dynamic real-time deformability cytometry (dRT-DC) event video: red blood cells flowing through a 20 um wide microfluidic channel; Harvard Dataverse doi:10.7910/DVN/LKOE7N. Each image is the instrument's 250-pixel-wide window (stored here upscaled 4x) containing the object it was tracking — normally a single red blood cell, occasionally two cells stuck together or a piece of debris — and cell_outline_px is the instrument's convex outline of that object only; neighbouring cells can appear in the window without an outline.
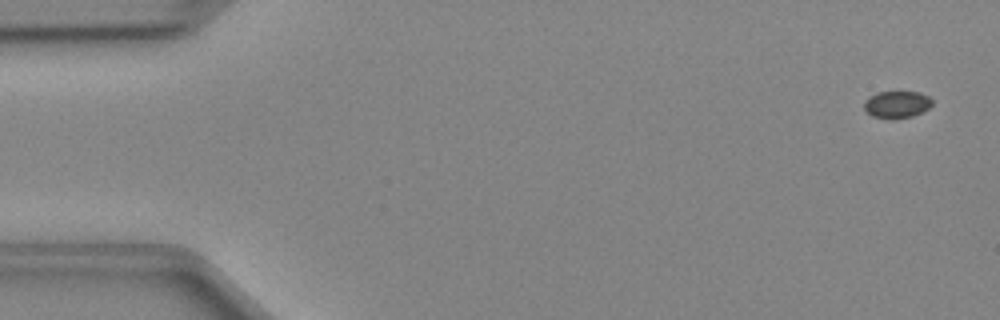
{"species": "Egyptian fruit bat (a non-hibernating species)", "species_latin": "Rousettus aegyptiacus", "temperature_condition": "cold", "stored_images_in_passage": 48, "camera_frame_rate_fps": 3000, "um_per_image_px": 0.085, "animal": {"sex": "female"}, "frame": {"image": 1, "passage_image": 2, "time_ms": 0.333, "image_size_px": [1000, 320], "cell_outline_px": [[932, 104], [928, 108], [912, 116], [896, 120], [888, 120], [872, 116], [864, 108], [864, 100], [868, 96], [876, 92], [920, 92], [928, 96], [932, 100]], "centroid_in_image_um": [76.19, 8.89], "position_along_channel_um": 8.8, "area_um2": 10.92}}
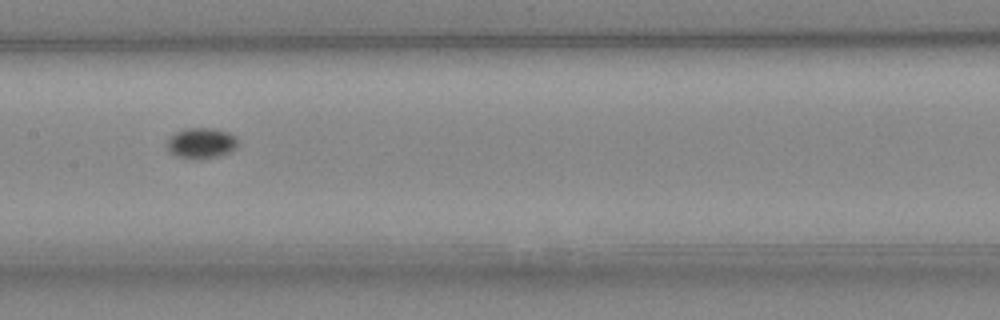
{"frame": {"image": 2, "passage_image": 24, "time_ms": 7.667, "image_size_px": [1000, 320], "cell_outline_px": [[236, 148], [220, 156], [200, 160], [196, 160], [176, 156], [168, 148], [168, 136], [184, 128], [216, 128], [228, 132], [236, 136]], "centroid_in_image_um": [17.1, 12.16], "position_along_channel_um": 190.3, "area_um2": 12.77}}
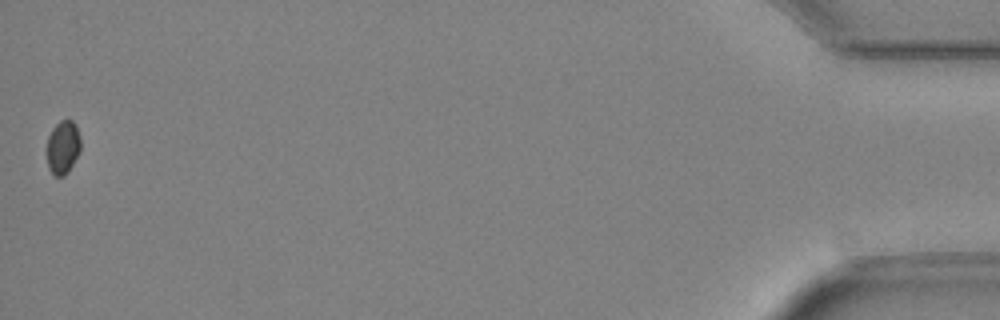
{"frame": {"image": 3, "passage_image": 48, "time_ms": 15.667, "image_size_px": [1000, 320], "cell_outline_px": [[80, 152], [68, 172], [64, 176], [56, 176], [48, 168], [48, 136], [52, 128], [60, 120], [72, 120], [76, 124], [80, 136]], "centroid_in_image_um": [5.37, 12.5], "position_along_channel_um": 429.8, "area_um2": 10.52}}